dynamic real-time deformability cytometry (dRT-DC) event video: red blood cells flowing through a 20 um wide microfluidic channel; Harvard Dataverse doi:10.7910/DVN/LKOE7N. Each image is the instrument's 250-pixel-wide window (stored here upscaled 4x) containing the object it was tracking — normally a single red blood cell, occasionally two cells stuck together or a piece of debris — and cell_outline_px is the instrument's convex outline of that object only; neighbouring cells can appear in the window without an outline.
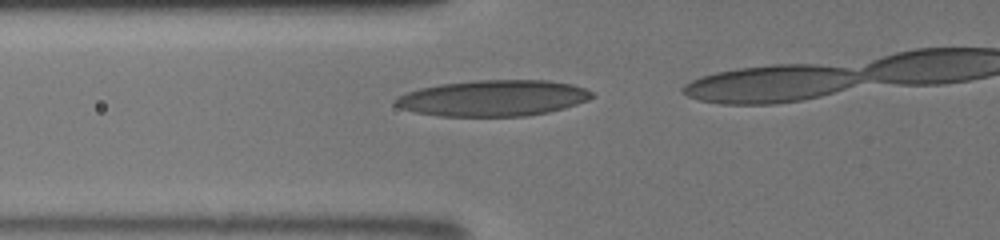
{"species": "human", "species_latin": "Homo sapiens", "temperature_condition": "room temperature", "stored_images_in_passage": 19, "camera_frame_rate_fps": 3000, "um_per_image_px": 0.085, "donor": {"sex": "male"}, "frame": {"image": 1, "passage_image": 14, "time_ms": 5.0, "image_size_px": [1000, 240], "cell_outline_px": [[596, 96], [588, 100], [564, 108], [548, 112], [528, 116], [436, 116], [412, 112], [400, 108], [392, 104], [392, 100], [396, 96], [420, 88], [440, 84], [476, 80], [548, 80], [572, 84], [584, 88], [592, 92]], "centroid_in_image_um": [41.88, 8.34], "position_along_channel_um": 83.9, "area_um2": 41.67}}
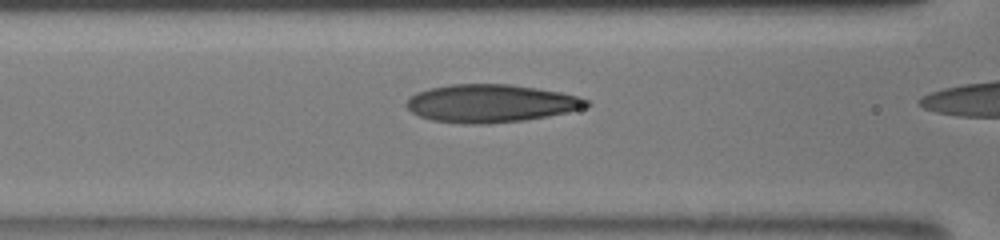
{"frame": {"image": 2, "passage_image": 17, "time_ms": 6.0, "image_size_px": [1000, 240], "cell_outline_px": [[592, 104], [568, 112], [548, 116], [524, 120], [488, 124], [460, 124], [432, 120], [420, 116], [412, 112], [404, 104], [416, 92], [428, 88], [452, 84], [508, 84], [536, 88], [560, 92], [580, 96], [588, 100]], "centroid_in_image_um": [41.71, 8.79], "position_along_channel_um": 124.9, "area_um2": 39.82}}